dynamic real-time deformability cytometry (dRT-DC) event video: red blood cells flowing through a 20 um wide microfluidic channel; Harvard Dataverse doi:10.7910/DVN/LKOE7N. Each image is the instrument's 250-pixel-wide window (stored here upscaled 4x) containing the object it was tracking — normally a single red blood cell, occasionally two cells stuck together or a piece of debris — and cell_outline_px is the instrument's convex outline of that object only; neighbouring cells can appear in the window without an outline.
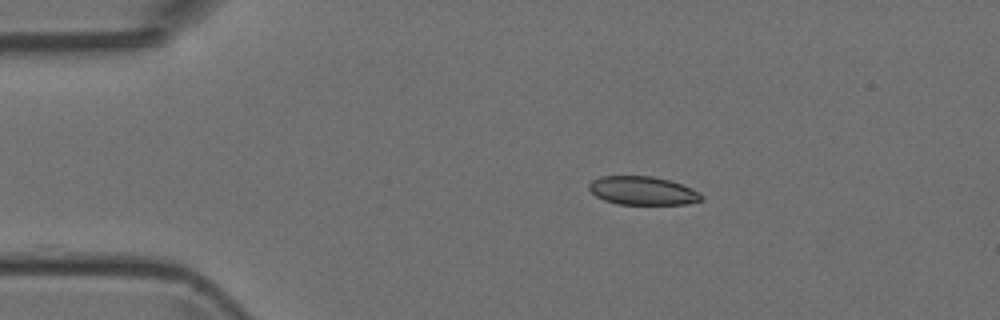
{"species": "Egyptian fruit bat (a non-hibernating species)", "species_latin": "Rousettus aegyptiacus", "temperature_condition": "room temperature", "stored_images_in_passage": 4, "camera_frame_rate_fps": 3000, "um_per_image_px": 0.085, "animal": {"sex": "female"}, "frame": {"image": 1, "passage_image": 2, "time_ms": 1.0, "image_size_px": [1000, 320], "cell_outline_px": [[704, 200], [688, 204], [616, 204], [604, 200], [596, 196], [588, 188], [588, 184], [592, 180], [600, 176], [652, 176], [668, 180], [680, 184], [704, 196]], "centroid_in_image_um": [54.59, 16.21], "position_along_channel_um": 30.4, "area_um2": 18.55}}